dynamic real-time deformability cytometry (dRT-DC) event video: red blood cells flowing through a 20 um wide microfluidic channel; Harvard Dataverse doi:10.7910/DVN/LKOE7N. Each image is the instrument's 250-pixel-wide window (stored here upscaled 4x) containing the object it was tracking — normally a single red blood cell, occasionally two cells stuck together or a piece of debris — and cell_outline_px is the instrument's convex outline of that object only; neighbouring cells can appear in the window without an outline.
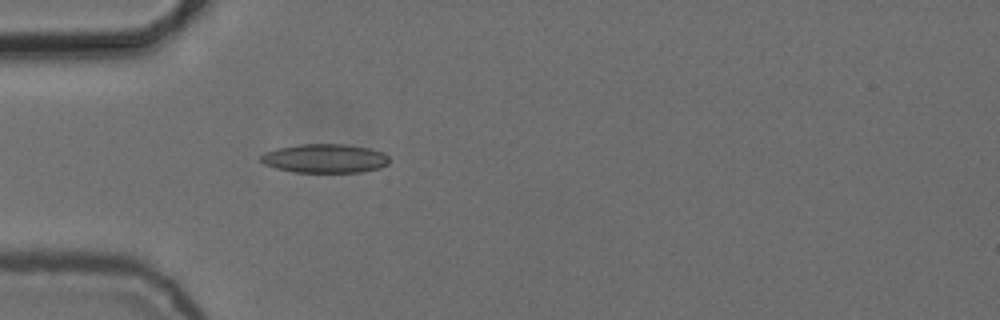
{"species": "common noctule bat (a hibernating species)", "species_latin": "Nyctalus noctula", "temperature_condition": "cold", "stored_images_in_passage": 4, "camera_frame_rate_fps": 3000, "um_per_image_px": 0.085, "animal": {"sex": "female", "body_mass_g": 24.6, "forearm_length_mm": 56.2}, "frame": {"image": 1, "passage_image": 4, "time_ms": 5.333, "image_size_px": [1000, 320], "cell_outline_px": [[388, 164], [380, 168], [360, 172], [296, 172], [276, 168], [264, 164], [260, 160], [260, 156], [264, 152], [276, 148], [300, 144], [344, 144], [368, 148], [384, 152], [388, 156]], "centroid_in_image_um": [27.6, 13.46], "position_along_channel_um": 57.4, "area_um2": 21.68}}